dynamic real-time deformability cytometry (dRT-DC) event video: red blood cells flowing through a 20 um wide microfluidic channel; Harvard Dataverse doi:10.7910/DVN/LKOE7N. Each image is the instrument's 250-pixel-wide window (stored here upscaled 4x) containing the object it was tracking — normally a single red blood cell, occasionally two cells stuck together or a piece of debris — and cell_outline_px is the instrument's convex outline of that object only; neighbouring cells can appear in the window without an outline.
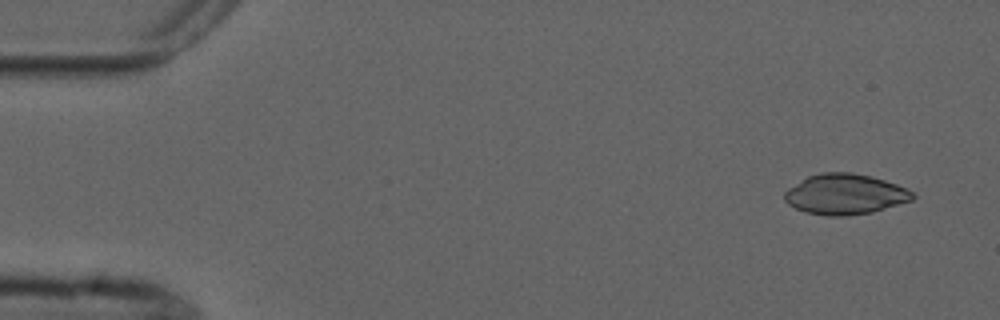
{"species": "common noctule bat (a hibernating species)", "species_latin": "Nyctalus noctula", "temperature_condition": "cold", "stored_images_in_passage": 6, "camera_frame_rate_fps": 3000, "um_per_image_px": 0.085, "animal": {"sex": "male", "forearm_length_mm": 52.5}, "frame": {"image": 1, "passage_image": 1, "time_ms": 0.0, "image_size_px": [1000, 320], "cell_outline_px": [[916, 196], [912, 200], [872, 212], [848, 216], [828, 216], [808, 212], [796, 208], [788, 204], [784, 200], [784, 192], [788, 188], [808, 176], [820, 172], [852, 172], [872, 176], [908, 188]], "centroid_in_image_um": [71.83, 16.5], "position_along_channel_um": 13.2, "area_um2": 30.23}}